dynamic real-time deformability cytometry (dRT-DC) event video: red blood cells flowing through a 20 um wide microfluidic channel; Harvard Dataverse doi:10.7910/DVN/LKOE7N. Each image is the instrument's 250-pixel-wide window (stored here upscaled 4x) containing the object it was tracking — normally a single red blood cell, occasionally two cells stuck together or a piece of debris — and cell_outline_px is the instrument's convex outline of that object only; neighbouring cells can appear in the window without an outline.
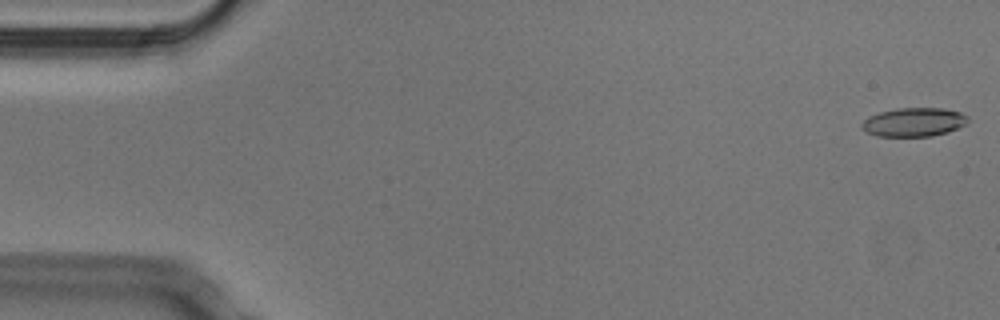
{"species": "Egyptian fruit bat (a non-hibernating species)", "species_latin": "Rousettus aegyptiacus", "temperature_condition": "cold", "stored_images_in_passage": 52, "camera_frame_rate_fps": 3000, "um_per_image_px": 0.085, "animal": {"sex": "male"}, "frame": {"image": 1, "passage_image": 1, "time_ms": 0.0, "image_size_px": [1000, 320], "cell_outline_px": [[968, 124], [948, 132], [932, 136], [876, 136], [868, 132], [860, 124], [868, 116], [880, 112], [896, 108], [944, 108], [960, 112], [968, 116]], "centroid_in_image_um": [77.71, 10.37], "position_along_channel_um": 7.3, "area_um2": 17.86}}
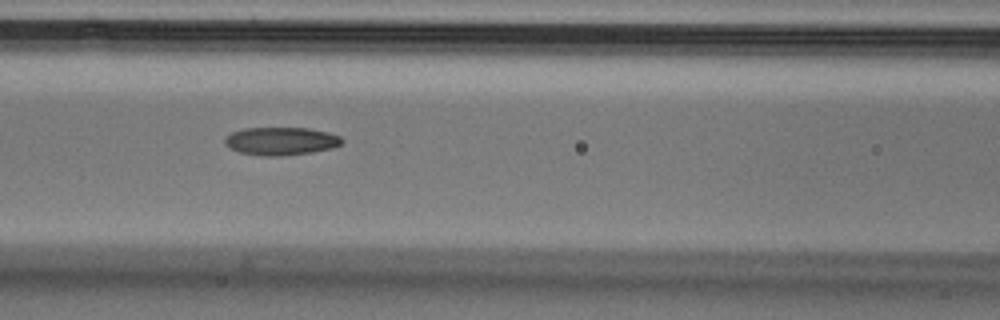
{"frame": {"image": 2, "passage_image": 22, "time_ms": 7.0, "image_size_px": [1000, 320], "cell_outline_px": [[344, 140], [340, 144], [332, 148], [312, 152], [284, 156], [260, 156], [240, 152], [228, 148], [224, 144], [224, 136], [232, 132], [244, 128], [308, 128], [328, 132], [340, 136]], "centroid_in_image_um": [23.84, 12.0], "position_along_channel_um": 142.8, "area_um2": 19.31}}
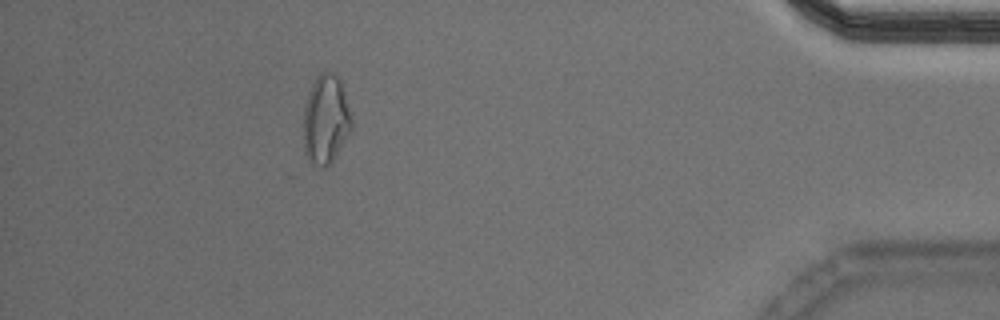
{"frame": {"image": 3, "passage_image": 47, "time_ms": 15.333, "image_size_px": [1000, 320], "cell_outline_px": [[352, 132], [332, 164], [328, 168], [320, 168], [312, 164], [308, 160], [304, 152], [304, 104], [308, 92], [316, 76], [320, 72], [332, 72], [340, 76], [352, 120]], "centroid_in_image_um": [27.71, 10.2], "position_along_channel_um": 407.5, "area_um2": 25.84}, "authors_computed_cell_mechanics": {"area_um2": 19.074, "velocity_mm_per_s": 3.811, "shape_relaxation_time_tau1_ms": null, "shape_relaxation_time_tau2_ms": 5.3661, "deformation_change_tau1": null, "deformation_change_tau2": 0.1292}}